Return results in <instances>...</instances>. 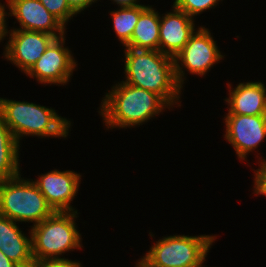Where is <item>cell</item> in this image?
<instances>
[{
	"label": "cell",
	"instance_id": "6da1fadb",
	"mask_svg": "<svg viewBox=\"0 0 266 267\" xmlns=\"http://www.w3.org/2000/svg\"><path fill=\"white\" fill-rule=\"evenodd\" d=\"M124 52L125 81L122 82L155 92L171 107L178 104L182 87L175 76L174 58L159 50L125 47Z\"/></svg>",
	"mask_w": 266,
	"mask_h": 267
},
{
	"label": "cell",
	"instance_id": "7a4b0ae2",
	"mask_svg": "<svg viewBox=\"0 0 266 267\" xmlns=\"http://www.w3.org/2000/svg\"><path fill=\"white\" fill-rule=\"evenodd\" d=\"M107 128H131L148 122L171 106L155 92L124 82L106 93L99 107Z\"/></svg>",
	"mask_w": 266,
	"mask_h": 267
},
{
	"label": "cell",
	"instance_id": "3957f363",
	"mask_svg": "<svg viewBox=\"0 0 266 267\" xmlns=\"http://www.w3.org/2000/svg\"><path fill=\"white\" fill-rule=\"evenodd\" d=\"M0 114L20 144L23 136L67 137L71 122L51 107L0 97Z\"/></svg>",
	"mask_w": 266,
	"mask_h": 267
},
{
	"label": "cell",
	"instance_id": "277c9868",
	"mask_svg": "<svg viewBox=\"0 0 266 267\" xmlns=\"http://www.w3.org/2000/svg\"><path fill=\"white\" fill-rule=\"evenodd\" d=\"M213 235H170L156 241L136 267H205Z\"/></svg>",
	"mask_w": 266,
	"mask_h": 267
},
{
	"label": "cell",
	"instance_id": "5b68a950",
	"mask_svg": "<svg viewBox=\"0 0 266 267\" xmlns=\"http://www.w3.org/2000/svg\"><path fill=\"white\" fill-rule=\"evenodd\" d=\"M76 215L77 211L54 212L37 225L30 226L34 262L58 259L65 252L83 247L75 223Z\"/></svg>",
	"mask_w": 266,
	"mask_h": 267
},
{
	"label": "cell",
	"instance_id": "8992f818",
	"mask_svg": "<svg viewBox=\"0 0 266 267\" xmlns=\"http://www.w3.org/2000/svg\"><path fill=\"white\" fill-rule=\"evenodd\" d=\"M54 212L33 180L22 179L20 174L0 180V215L34 226Z\"/></svg>",
	"mask_w": 266,
	"mask_h": 267
},
{
	"label": "cell",
	"instance_id": "52a82bcc",
	"mask_svg": "<svg viewBox=\"0 0 266 267\" xmlns=\"http://www.w3.org/2000/svg\"><path fill=\"white\" fill-rule=\"evenodd\" d=\"M222 58L224 56L221 55L210 30L202 26L198 27L184 48L174 57L175 76L178 84L183 88L182 85L186 79L184 69L191 74L203 76Z\"/></svg>",
	"mask_w": 266,
	"mask_h": 267
},
{
	"label": "cell",
	"instance_id": "ba28073f",
	"mask_svg": "<svg viewBox=\"0 0 266 267\" xmlns=\"http://www.w3.org/2000/svg\"><path fill=\"white\" fill-rule=\"evenodd\" d=\"M65 40V35L56 38L25 74L36 78L41 84L68 83L77 62L69 48L63 46Z\"/></svg>",
	"mask_w": 266,
	"mask_h": 267
},
{
	"label": "cell",
	"instance_id": "9c48e42d",
	"mask_svg": "<svg viewBox=\"0 0 266 267\" xmlns=\"http://www.w3.org/2000/svg\"><path fill=\"white\" fill-rule=\"evenodd\" d=\"M224 138L232 145L240 160L257 149L266 139V115L226 114Z\"/></svg>",
	"mask_w": 266,
	"mask_h": 267
},
{
	"label": "cell",
	"instance_id": "30bf717a",
	"mask_svg": "<svg viewBox=\"0 0 266 267\" xmlns=\"http://www.w3.org/2000/svg\"><path fill=\"white\" fill-rule=\"evenodd\" d=\"M55 39L54 35L45 32L10 29L4 58L26 73Z\"/></svg>",
	"mask_w": 266,
	"mask_h": 267
},
{
	"label": "cell",
	"instance_id": "8fae6325",
	"mask_svg": "<svg viewBox=\"0 0 266 267\" xmlns=\"http://www.w3.org/2000/svg\"><path fill=\"white\" fill-rule=\"evenodd\" d=\"M80 173L75 171L51 170L33 182L55 212L77 211L70 203L79 190Z\"/></svg>",
	"mask_w": 266,
	"mask_h": 267
},
{
	"label": "cell",
	"instance_id": "7c38bea8",
	"mask_svg": "<svg viewBox=\"0 0 266 267\" xmlns=\"http://www.w3.org/2000/svg\"><path fill=\"white\" fill-rule=\"evenodd\" d=\"M10 16L20 23V30L40 31L63 37L66 27L39 0H6Z\"/></svg>",
	"mask_w": 266,
	"mask_h": 267
},
{
	"label": "cell",
	"instance_id": "4fadbf2b",
	"mask_svg": "<svg viewBox=\"0 0 266 267\" xmlns=\"http://www.w3.org/2000/svg\"><path fill=\"white\" fill-rule=\"evenodd\" d=\"M172 12L160 15L159 51L174 58L195 32L194 19L172 6Z\"/></svg>",
	"mask_w": 266,
	"mask_h": 267
},
{
	"label": "cell",
	"instance_id": "5bb4252c",
	"mask_svg": "<svg viewBox=\"0 0 266 267\" xmlns=\"http://www.w3.org/2000/svg\"><path fill=\"white\" fill-rule=\"evenodd\" d=\"M29 233L26 237L15 221L0 215V251L19 267H34Z\"/></svg>",
	"mask_w": 266,
	"mask_h": 267
},
{
	"label": "cell",
	"instance_id": "9a60e30c",
	"mask_svg": "<svg viewBox=\"0 0 266 267\" xmlns=\"http://www.w3.org/2000/svg\"><path fill=\"white\" fill-rule=\"evenodd\" d=\"M229 88L227 114L266 115V87L261 81L241 82L235 88ZM232 89V90H231Z\"/></svg>",
	"mask_w": 266,
	"mask_h": 267
},
{
	"label": "cell",
	"instance_id": "2e32d148",
	"mask_svg": "<svg viewBox=\"0 0 266 267\" xmlns=\"http://www.w3.org/2000/svg\"><path fill=\"white\" fill-rule=\"evenodd\" d=\"M148 6L134 28L130 42L125 46L132 49L159 50L160 14Z\"/></svg>",
	"mask_w": 266,
	"mask_h": 267
},
{
	"label": "cell",
	"instance_id": "e0dca14e",
	"mask_svg": "<svg viewBox=\"0 0 266 267\" xmlns=\"http://www.w3.org/2000/svg\"><path fill=\"white\" fill-rule=\"evenodd\" d=\"M19 147V142L0 114V180L10 179L21 173L18 159Z\"/></svg>",
	"mask_w": 266,
	"mask_h": 267
},
{
	"label": "cell",
	"instance_id": "ac0fdd59",
	"mask_svg": "<svg viewBox=\"0 0 266 267\" xmlns=\"http://www.w3.org/2000/svg\"><path fill=\"white\" fill-rule=\"evenodd\" d=\"M148 6L149 5L139 4L134 7H120V9L118 7V10L110 12L113 21V29L115 30L114 32L124 46L130 42L140 14Z\"/></svg>",
	"mask_w": 266,
	"mask_h": 267
},
{
	"label": "cell",
	"instance_id": "d6986e66",
	"mask_svg": "<svg viewBox=\"0 0 266 267\" xmlns=\"http://www.w3.org/2000/svg\"><path fill=\"white\" fill-rule=\"evenodd\" d=\"M218 2L220 0H175L173 5L194 19V16L216 7Z\"/></svg>",
	"mask_w": 266,
	"mask_h": 267
},
{
	"label": "cell",
	"instance_id": "ffe728a7",
	"mask_svg": "<svg viewBox=\"0 0 266 267\" xmlns=\"http://www.w3.org/2000/svg\"><path fill=\"white\" fill-rule=\"evenodd\" d=\"M46 9L54 15L65 27L69 19L77 15L67 4L66 0H39ZM72 17V18H71Z\"/></svg>",
	"mask_w": 266,
	"mask_h": 267
},
{
	"label": "cell",
	"instance_id": "44dd1931",
	"mask_svg": "<svg viewBox=\"0 0 266 267\" xmlns=\"http://www.w3.org/2000/svg\"><path fill=\"white\" fill-rule=\"evenodd\" d=\"M260 169L254 170V194L266 196V160L260 158Z\"/></svg>",
	"mask_w": 266,
	"mask_h": 267
},
{
	"label": "cell",
	"instance_id": "7402d4cb",
	"mask_svg": "<svg viewBox=\"0 0 266 267\" xmlns=\"http://www.w3.org/2000/svg\"><path fill=\"white\" fill-rule=\"evenodd\" d=\"M80 261H72L71 259L58 258V259H47L40 262H34V267H83Z\"/></svg>",
	"mask_w": 266,
	"mask_h": 267
},
{
	"label": "cell",
	"instance_id": "603a6c76",
	"mask_svg": "<svg viewBox=\"0 0 266 267\" xmlns=\"http://www.w3.org/2000/svg\"><path fill=\"white\" fill-rule=\"evenodd\" d=\"M69 7L76 13L79 14L84 11L91 4L95 3V0H66Z\"/></svg>",
	"mask_w": 266,
	"mask_h": 267
},
{
	"label": "cell",
	"instance_id": "cb8c5ba5",
	"mask_svg": "<svg viewBox=\"0 0 266 267\" xmlns=\"http://www.w3.org/2000/svg\"><path fill=\"white\" fill-rule=\"evenodd\" d=\"M6 7L5 4L2 5V3H0V42H2L1 40H4V37L8 35V33H10V30L8 31L7 29V23H6V15H10V13L6 12Z\"/></svg>",
	"mask_w": 266,
	"mask_h": 267
},
{
	"label": "cell",
	"instance_id": "d4e9b609",
	"mask_svg": "<svg viewBox=\"0 0 266 267\" xmlns=\"http://www.w3.org/2000/svg\"><path fill=\"white\" fill-rule=\"evenodd\" d=\"M0 267H19L13 261H11L8 257L4 255L2 251H0Z\"/></svg>",
	"mask_w": 266,
	"mask_h": 267
},
{
	"label": "cell",
	"instance_id": "484cf974",
	"mask_svg": "<svg viewBox=\"0 0 266 267\" xmlns=\"http://www.w3.org/2000/svg\"><path fill=\"white\" fill-rule=\"evenodd\" d=\"M118 7H134L139 5L138 0H112Z\"/></svg>",
	"mask_w": 266,
	"mask_h": 267
}]
</instances>
